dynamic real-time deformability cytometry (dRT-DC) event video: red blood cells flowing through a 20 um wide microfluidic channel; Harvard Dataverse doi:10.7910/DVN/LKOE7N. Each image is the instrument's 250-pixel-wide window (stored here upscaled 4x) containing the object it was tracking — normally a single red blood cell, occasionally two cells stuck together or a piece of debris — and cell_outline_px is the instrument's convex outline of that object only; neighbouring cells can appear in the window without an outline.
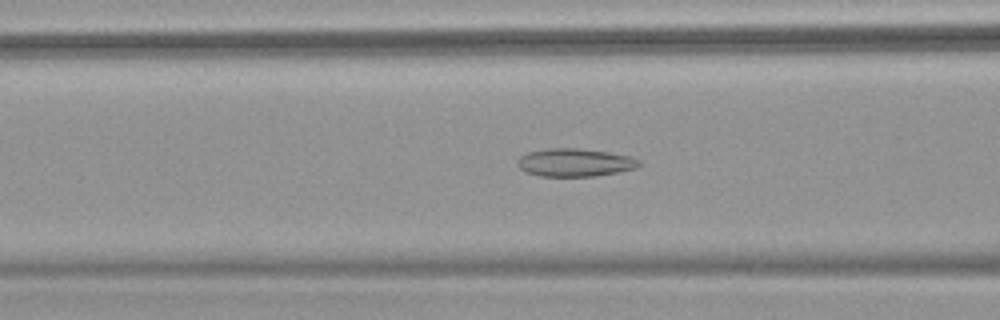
{"species": "common noctule bat (a hibernating species)", "species_latin": "Nyctalus noctula", "temperature_condition": "warm", "stored_images_in_passage": 53, "camera_frame_rate_fps": 3000, "um_per_image_px": 0.085, "animal": {"sex": "female", "body_mass_g": 18.4}, "frame": {"image": 1, "passage_image": 22, "time_ms": 7.0, "image_size_px": [1000, 320], "cell_outline_px": [[640, 164], [636, 168], [596, 176], [540, 176], [524, 172], [516, 164], [520, 156], [528, 152], [548, 148], [576, 148], [608, 152], [632, 156], [640, 160]], "centroid_in_image_um": [48.85, 13.81], "position_along_channel_um": 117.8, "area_um2": 19.88}}
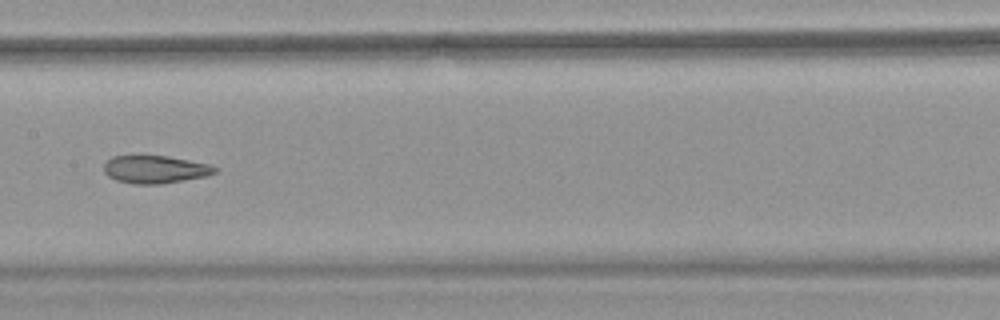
{"frame": {"image": 2, "passage_image": 28, "time_ms": 9.0, "image_size_px": [1000, 320], "cell_outline_px": [[220, 168], [216, 172], [208, 176], [160, 184], [136, 184], [116, 180], [108, 176], [104, 172], [104, 160], [112, 156], [168, 156], [208, 164]], "centroid_in_image_um": [13.18, 14.4], "position_along_channel_um": 194.2, "area_um2": 18.03}}
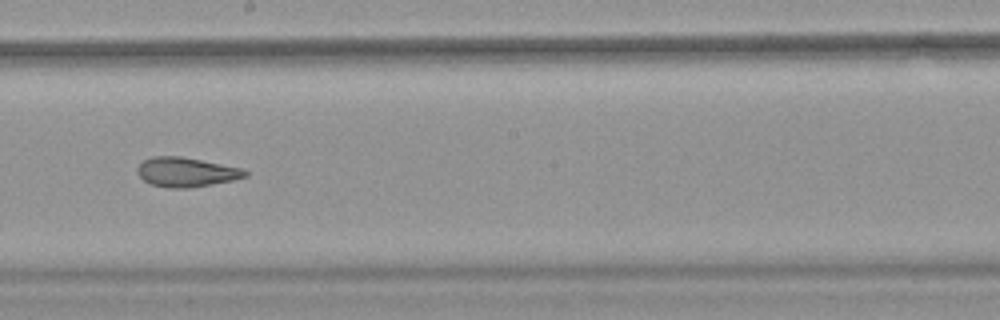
{"frame": {"image": 3, "passage_image": 31, "time_ms": 10.0, "image_size_px": [1000, 320], "cell_outline_px": [[248, 176], [232, 180], [212, 184], [188, 188], [168, 188], [152, 184], [144, 180], [136, 172], [136, 168], [144, 160], [152, 156], [180, 156], [240, 168], [248, 172]], "centroid_in_image_um": [15.79, 14.63], "position_along_channel_um": 232.4, "area_um2": 18.26}, "authors_computed_cell_mechanics": {"area_um2": 22.4842, "velocity_mm_per_s": 3.8326, "shape_relaxation_time_tau1_ms": null, "shape_relaxation_time_tau2_ms": 2.9221, "deformation_change_tau1": null, "deformation_change_tau2": 0.115}}